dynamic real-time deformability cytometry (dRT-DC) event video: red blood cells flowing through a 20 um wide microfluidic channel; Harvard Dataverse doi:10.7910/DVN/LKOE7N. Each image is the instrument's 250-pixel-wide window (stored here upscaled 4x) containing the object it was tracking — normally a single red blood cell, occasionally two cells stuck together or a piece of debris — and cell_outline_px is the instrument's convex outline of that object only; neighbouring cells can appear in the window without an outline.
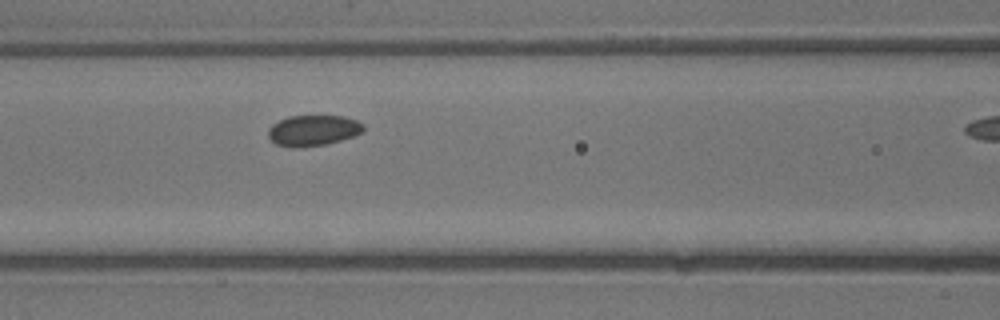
{"species": "common noctule bat (a hibernating species)", "species_latin": "Nyctalus noctula", "temperature_condition": "warm", "stored_images_in_passage": 5, "camera_frame_rate_fps": 3000, "um_per_image_px": 0.085, "animal": {"sex": "male", "body_mass_g": 13.3}, "frame": {"image": 1, "passage_image": 4, "time_ms": 1.0, "image_size_px": [1000, 320], "cell_outline_px": [[364, 132], [356, 136], [328, 144], [300, 148], [292, 148], [276, 144], [268, 136], [268, 128], [272, 124], [288, 116], [344, 116], [356, 120], [364, 124]], "centroid_in_image_um": [26.64, 11.1], "position_along_channel_um": 140.0, "area_um2": 17.4}}